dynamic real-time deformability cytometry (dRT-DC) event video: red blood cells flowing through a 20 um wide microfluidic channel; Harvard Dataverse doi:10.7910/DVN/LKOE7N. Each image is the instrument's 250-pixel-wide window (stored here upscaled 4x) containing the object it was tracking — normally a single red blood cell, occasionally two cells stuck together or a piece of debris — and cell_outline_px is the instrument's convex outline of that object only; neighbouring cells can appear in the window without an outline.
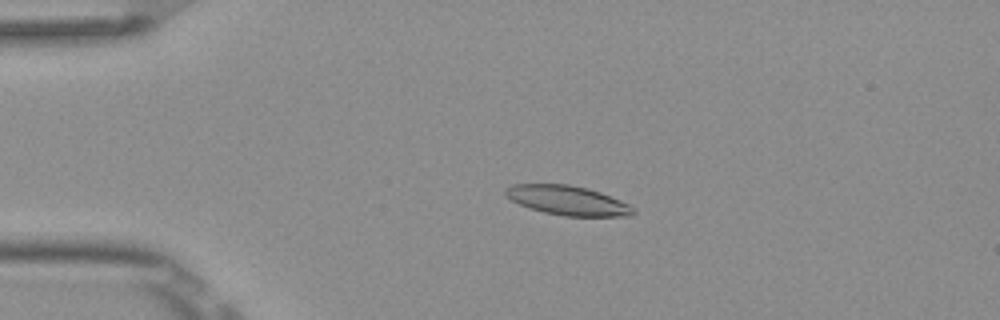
{"species": "Egyptian fruit bat (a non-hibernating species)", "species_latin": "Rousettus aegyptiacus", "temperature_condition": "room temperature", "stored_images_in_passage": 5, "camera_frame_rate_fps": 3000, "um_per_image_px": 0.085, "frame": {"image": 1, "passage_image": 3, "time_ms": 0.667, "image_size_px": [1000, 320], "cell_outline_px": [[636, 212], [628, 216], [564, 216], [544, 212], [520, 204], [512, 200], [504, 192], [504, 188], [512, 184], [568, 184], [588, 188], [600, 192], [620, 200], [636, 208]], "centroid_in_image_um": [48.27, 17.03], "position_along_channel_um": 36.7, "area_um2": 21.79}}